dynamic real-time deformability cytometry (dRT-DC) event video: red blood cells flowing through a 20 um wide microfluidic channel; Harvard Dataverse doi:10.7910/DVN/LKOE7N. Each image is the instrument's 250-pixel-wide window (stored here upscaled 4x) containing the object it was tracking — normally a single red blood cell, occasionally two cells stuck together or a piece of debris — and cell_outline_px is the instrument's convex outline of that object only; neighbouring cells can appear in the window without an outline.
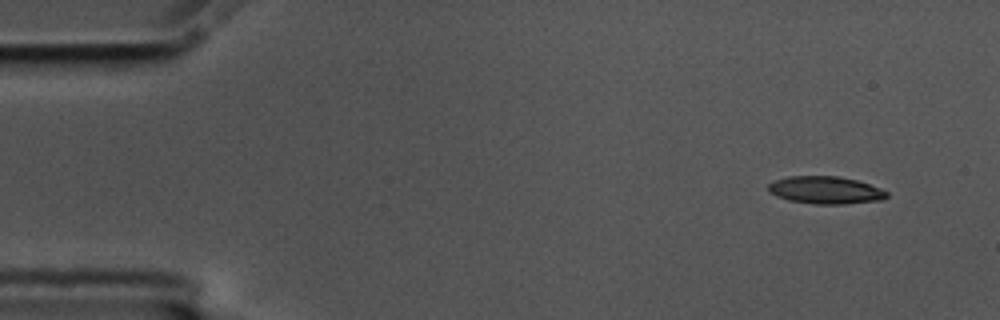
{"species": "common noctule bat (a hibernating species)", "species_latin": "Nyctalus noctula", "temperature_condition": "cold", "stored_images_in_passage": 10, "camera_frame_rate_fps": 3000, "um_per_image_px": 0.085, "animal": {"sex": "male", "body_mass_g": 17.5, "forearm_length_mm": 52.3}, "frame": {"image": 1, "passage_image": 1, "time_ms": 0.0, "image_size_px": [1000, 320], "cell_outline_px": [[888, 196], [884, 200], [844, 204], [812, 204], [788, 200], [776, 196], [768, 192], [768, 184], [772, 180], [788, 176], [840, 176], [856, 180], [880, 188], [888, 192]], "centroid_in_image_um": [70.14, 16.16], "position_along_channel_um": 14.9, "area_um2": 19.25}}
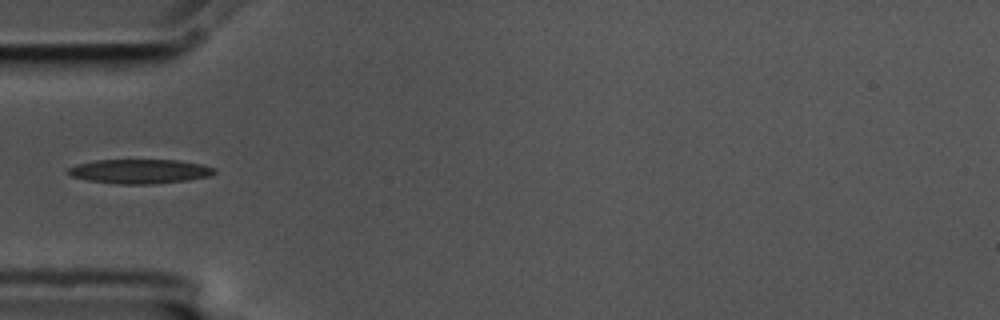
{"frame": {"image": 2, "passage_image": 5, "time_ms": 1.333, "image_size_px": [1000, 320], "cell_outline_px": [[216, 172], [208, 176], [188, 180], [152, 184], [120, 184], [88, 180], [72, 176], [64, 172], [68, 168], [76, 164], [96, 160], [176, 160], [200, 164], [216, 168]], "centroid_in_image_um": [11.85, 14.56], "position_along_channel_um": 73.2, "area_um2": 20.69}}
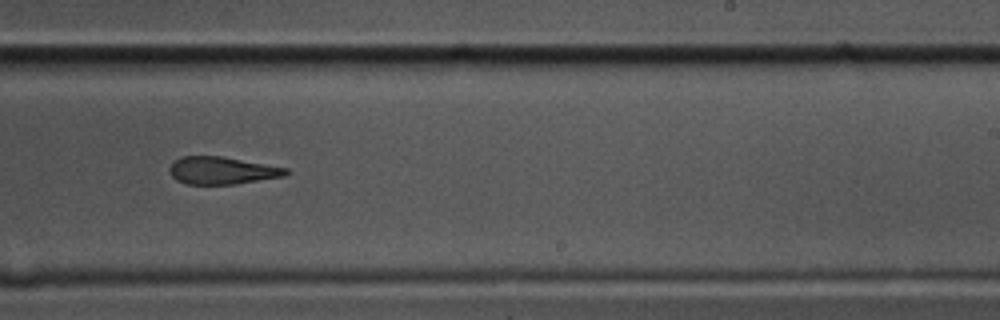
{"frame": {"image": 3, "passage_image": 10, "time_ms": 3.0, "image_size_px": [1000, 320], "cell_outline_px": [[288, 176], [236, 184], [188, 184], [176, 180], [172, 176], [168, 168], [180, 156], [224, 156], [288, 168]], "centroid_in_image_um": [18.91, 14.49], "position_along_channel_um": 270.1, "area_um2": 18.79}}